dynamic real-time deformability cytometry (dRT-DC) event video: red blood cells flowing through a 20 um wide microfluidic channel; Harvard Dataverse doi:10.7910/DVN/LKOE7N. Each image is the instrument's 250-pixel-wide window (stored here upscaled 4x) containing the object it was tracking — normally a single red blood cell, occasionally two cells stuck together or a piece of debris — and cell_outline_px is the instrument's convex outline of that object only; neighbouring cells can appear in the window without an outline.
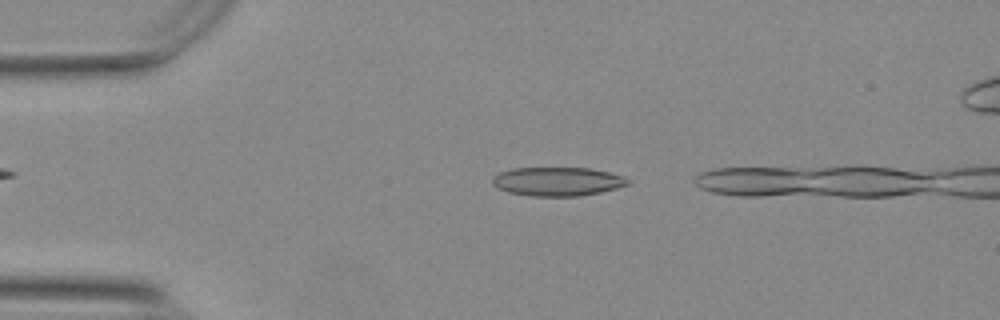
{"species": "Egyptian fruit bat (a non-hibernating species)", "species_latin": "Rousettus aegyptiacus", "temperature_condition": "warm", "stored_images_in_passage": 40, "camera_frame_rate_fps": 3000, "um_per_image_px": 0.085, "animal": {"sex": "female"}, "frame": {"image": 1, "passage_image": 5, "time_ms": 1.333, "image_size_px": [1000, 320], "cell_outline_px": [[632, 180], [628, 184], [616, 188], [600, 192], [580, 196], [532, 196], [508, 192], [492, 184], [492, 176], [500, 172], [512, 168], [588, 168], [608, 172], [624, 176]], "centroid_in_image_um": [47.39, 15.42], "position_along_channel_um": 37.6, "area_um2": 22.72}}
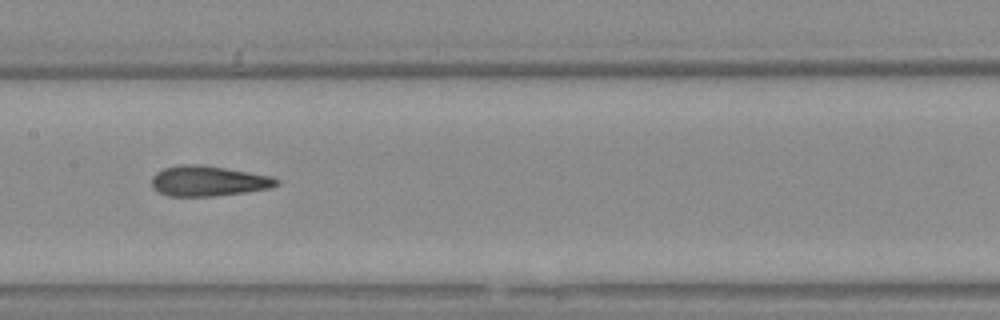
{"frame": {"image": 2, "passage_image": 20, "time_ms": 6.333, "image_size_px": [1000, 320], "cell_outline_px": [[280, 184], [268, 188], [244, 192], [212, 196], [168, 196], [152, 188], [152, 176], [156, 172], [164, 168], [180, 164], [204, 164], [272, 176], [280, 180]], "centroid_in_image_um": [17.7, 15.37], "position_along_channel_um": 189.7, "area_um2": 22.14}}
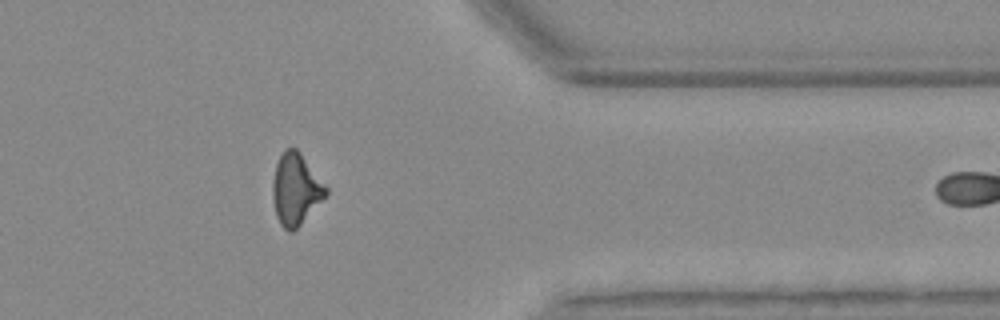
{"frame": {"image": 3, "passage_image": 37, "time_ms": 12.0, "image_size_px": [1000, 320], "cell_outline_px": [[328, 192], [300, 224], [292, 232], [288, 232], [280, 224], [276, 216], [272, 196], [272, 184], [276, 164], [284, 148], [296, 148], [300, 152], [328, 188]], "centroid_in_image_um": [25.11, 16.07], "position_along_channel_um": 386.3, "area_um2": 21.85}, "authors_computed_cell_mechanics": {"area_um2": 22.0507, "velocity_mm_per_s": 3.7483, "shape_relaxation_time_tau1_ms": null, "shape_relaxation_time_tau2_ms": 1.9499, "deformation_change_tau1": null, "deformation_change_tau2": 0.1178}}